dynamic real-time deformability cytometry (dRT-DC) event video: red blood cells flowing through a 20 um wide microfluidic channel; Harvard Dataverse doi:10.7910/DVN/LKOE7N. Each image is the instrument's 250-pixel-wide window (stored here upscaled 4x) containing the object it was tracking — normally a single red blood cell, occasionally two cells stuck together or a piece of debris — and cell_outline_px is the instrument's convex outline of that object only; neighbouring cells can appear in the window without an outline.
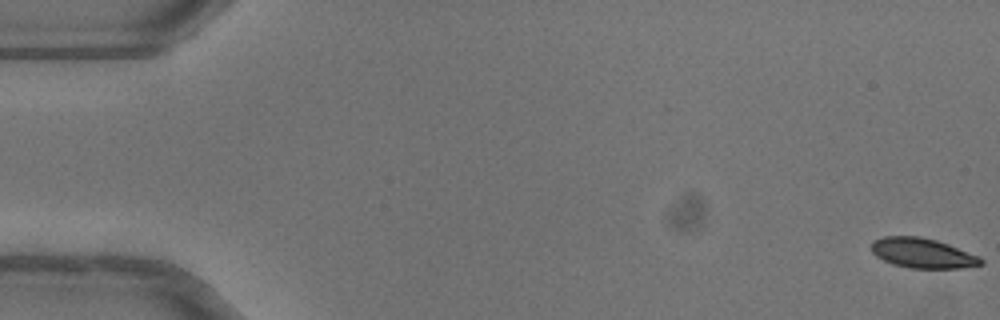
{"species": "common noctule bat (a hibernating species)", "species_latin": "Nyctalus noctula", "temperature_condition": "warm", "stored_images_in_passage": 53, "camera_frame_rate_fps": 3000, "um_per_image_px": 0.085, "animal": {"sex": "female"}, "frame": {"image": 1, "passage_image": 1, "time_ms": 0.0, "image_size_px": [1000, 320], "cell_outline_px": [[984, 264], [960, 268], [908, 268], [892, 264], [876, 256], [872, 252], [872, 240], [884, 236], [920, 236], [936, 240], [948, 244], [980, 256], [984, 260]], "centroid_in_image_um": [78.42, 21.51], "position_along_channel_um": 6.6, "area_um2": 19.19}}
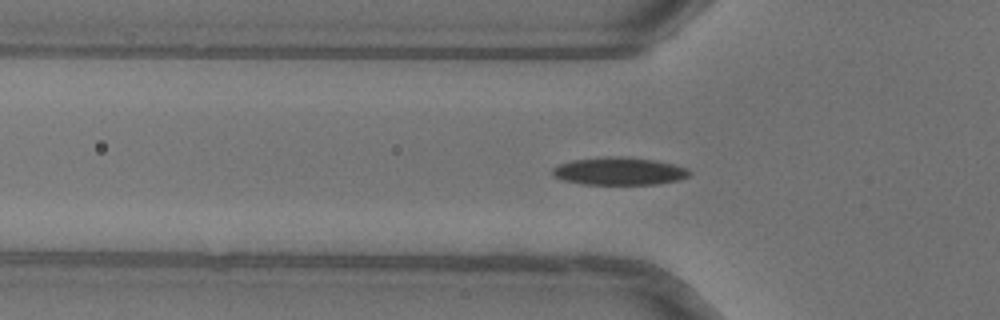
{"frame": {"image": 2, "passage_image": 18, "time_ms": 5.667, "image_size_px": [1000, 320], "cell_outline_px": [[692, 172], [688, 176], [680, 180], [656, 184], [580, 184], [560, 180], [552, 172], [552, 168], [560, 164], [572, 160], [608, 156], [624, 156], [656, 160], [688, 168]], "centroid_in_image_um": [52.64, 14.55], "position_along_channel_um": 73.2, "area_um2": 22.25}}
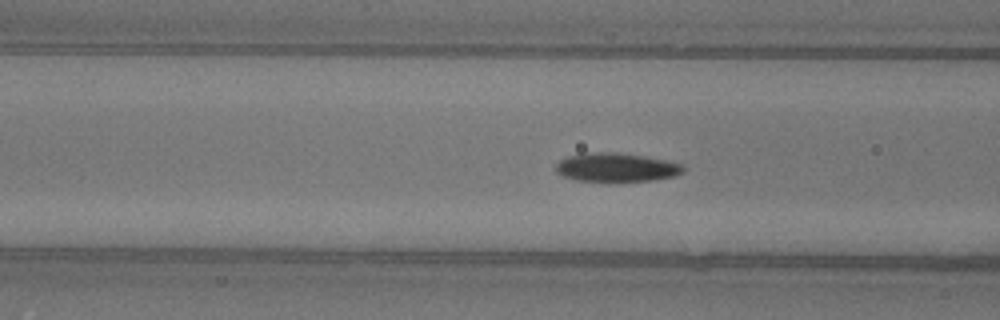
{"frame": {"image": 3, "passage_image": 21, "time_ms": 6.667, "image_size_px": [1000, 320], "cell_outline_px": [[684, 172], [676, 176], [652, 180], [616, 184], [608, 184], [576, 180], [564, 176], [556, 172], [556, 164], [560, 160], [568, 156], [596, 152], [616, 152], [644, 156], [684, 164]], "centroid_in_image_um": [52.41, 14.28], "position_along_channel_um": 114.2, "area_um2": 22.14}, "authors_computed_cell_mechanics": {"area_um2": 20.6924, "velocity_mm_per_s": 4.0332, "shape_relaxation_time_tau1_ms": 3.9881, "shape_relaxation_time_tau2_ms": null, "deformation_change_tau1": 0.1391, "deformation_change_tau2": null}}